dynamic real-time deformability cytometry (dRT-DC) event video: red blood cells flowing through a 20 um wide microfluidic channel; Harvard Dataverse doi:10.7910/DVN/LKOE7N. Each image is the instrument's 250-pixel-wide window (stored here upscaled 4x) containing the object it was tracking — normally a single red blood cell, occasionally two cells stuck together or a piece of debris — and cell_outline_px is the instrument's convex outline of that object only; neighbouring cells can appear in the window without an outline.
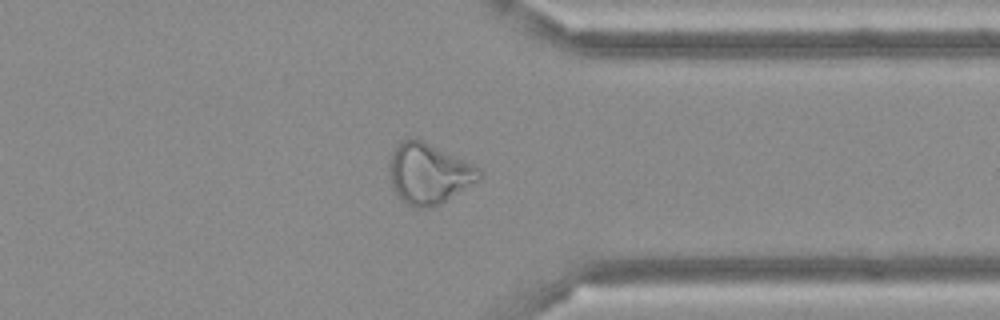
{"species": "Egyptian fruit bat (a non-hibernating species)", "species_latin": "Rousettus aegyptiacus", "temperature_condition": "cold", "stored_images_in_passage": 40, "camera_frame_rate_fps": 3000, "um_per_image_px": 0.085, "frame": {"image": 1, "passage_image": 29, "time_ms": 9.333, "image_size_px": [1000, 320], "cell_outline_px": [[484, 176], [440, 204], [432, 208], [416, 208], [408, 204], [396, 192], [388, 176], [388, 164], [392, 152], [400, 140], [408, 136], [416, 136], [480, 168], [484, 172]], "centroid_in_image_um": [36.42, 14.71], "position_along_channel_um": 375.0, "area_um2": 32.02}}